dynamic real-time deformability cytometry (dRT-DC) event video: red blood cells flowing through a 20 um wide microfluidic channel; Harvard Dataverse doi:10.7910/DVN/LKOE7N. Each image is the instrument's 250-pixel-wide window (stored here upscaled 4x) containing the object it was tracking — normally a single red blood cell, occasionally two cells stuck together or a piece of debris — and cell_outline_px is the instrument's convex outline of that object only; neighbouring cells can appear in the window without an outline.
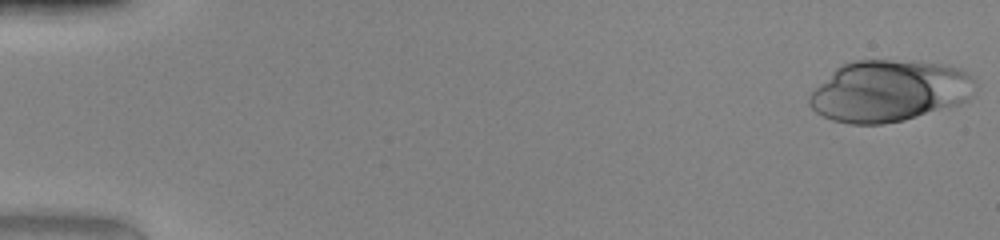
{"species": "human", "species_latin": "Homo sapiens", "temperature_condition": "warm", "stored_images_in_passage": 19, "camera_frame_rate_fps": 3000, "um_per_image_px": 0.085, "donor": {"sex": "female"}, "frame": {"image": 1, "passage_image": 1, "time_ms": 0.0, "image_size_px": [1000, 240], "cell_outline_px": [[972, 96], [968, 100], [960, 104], [904, 120], [880, 124], [848, 124], [832, 120], [816, 112], [808, 104], [808, 96], [840, 64], [852, 60], [916, 60], [940, 64], [960, 68], [972, 76]], "centroid_in_image_um": [75.57, 7.72], "position_along_channel_um": 9.4, "area_um2": 59.48}}
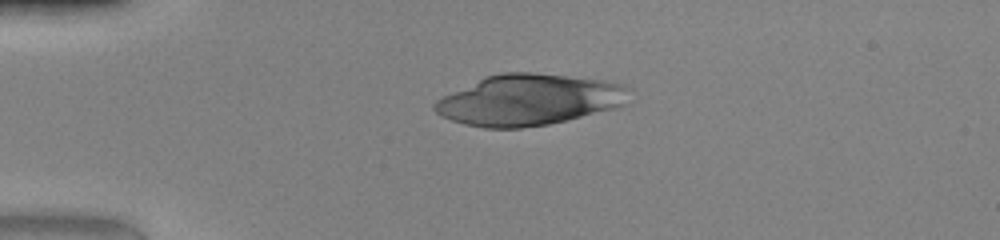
{"frame": {"image": 2, "passage_image": 12, "time_ms": 3.667, "image_size_px": [1000, 240], "cell_outline_px": [[632, 88], [628, 104], [616, 108], [548, 124], [520, 128], [484, 128], [464, 124], [440, 116], [432, 108], [432, 104], [436, 100], [484, 76], [500, 72], [532, 72], [604, 80], [624, 84]], "centroid_in_image_um": [45.0, 8.48], "position_along_channel_um": 40.0, "area_um2": 58.2}}